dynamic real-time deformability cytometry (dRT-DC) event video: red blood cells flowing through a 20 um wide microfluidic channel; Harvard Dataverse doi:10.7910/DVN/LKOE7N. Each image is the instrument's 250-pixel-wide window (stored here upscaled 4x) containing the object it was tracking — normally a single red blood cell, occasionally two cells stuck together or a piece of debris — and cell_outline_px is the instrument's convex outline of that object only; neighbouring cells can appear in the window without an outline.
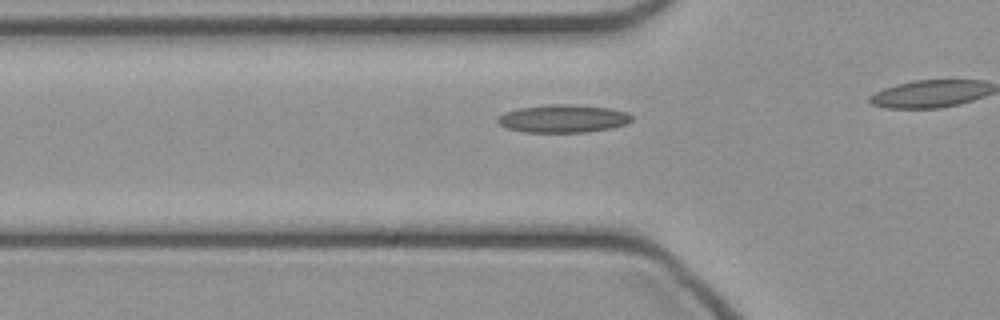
{"species": "common noctule bat (a hibernating species)", "species_latin": "Nyctalus noctula", "temperature_condition": "cold", "stored_images_in_passage": 8, "camera_frame_rate_fps": 3000, "um_per_image_px": 0.085, "animal": {"sex": "female", "body_mass_g": 21.9}, "frame": {"image": 1, "passage_image": 3, "time_ms": 0.667, "image_size_px": [1000, 320], "cell_outline_px": [[632, 120], [628, 124], [612, 128], [584, 132], [524, 132], [508, 128], [500, 124], [496, 120], [496, 116], [504, 112], [520, 108], [548, 104], [572, 104], [608, 108], [628, 112], [632, 116]], "centroid_in_image_um": [47.87, 10.08], "position_along_channel_um": 77.9, "area_um2": 21.91}}
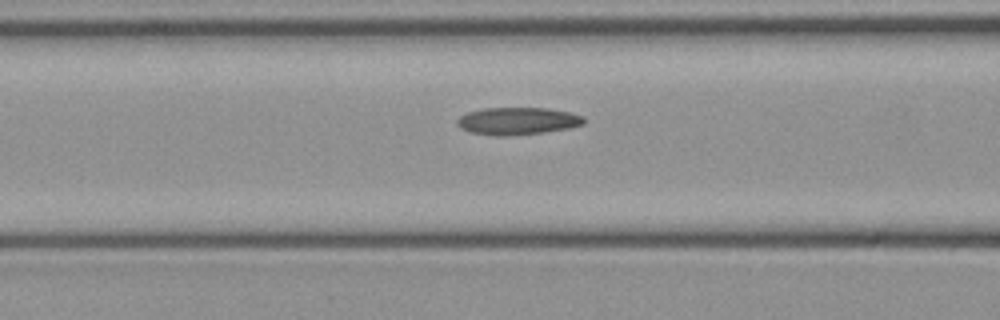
{"frame": {"image": 2, "passage_image": 6, "time_ms": 1.667, "image_size_px": [1000, 320], "cell_outline_px": [[584, 124], [568, 128], [544, 132], [508, 136], [496, 136], [472, 132], [460, 128], [456, 124], [456, 120], [460, 116], [468, 112], [484, 108], [548, 108], [568, 112], [584, 116]], "centroid_in_image_um": [43.98, 10.28], "position_along_channel_um": 122.6, "area_um2": 20.17}}